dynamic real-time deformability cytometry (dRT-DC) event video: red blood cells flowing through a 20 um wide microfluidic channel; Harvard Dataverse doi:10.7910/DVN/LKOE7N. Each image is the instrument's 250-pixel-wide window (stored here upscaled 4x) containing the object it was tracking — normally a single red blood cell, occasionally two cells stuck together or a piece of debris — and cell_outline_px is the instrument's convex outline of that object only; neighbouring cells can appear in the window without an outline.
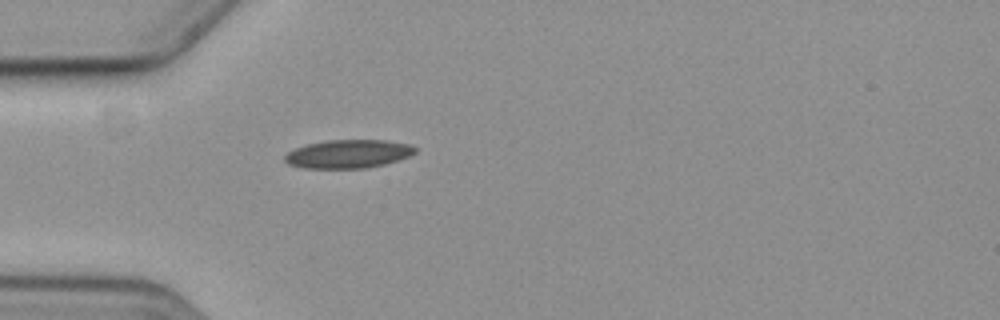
{"species": "common noctule bat (a hibernating species)", "species_latin": "Nyctalus noctula", "temperature_condition": "cold", "stored_images_in_passage": 1, "camera_frame_rate_fps": 3000, "um_per_image_px": 0.085, "animal": {"sex": "female", "body_mass_g": 19.3, "forearm_length_mm": 54.1}, "frame": {"image": 1, "passage_image": 1, "time_ms": 0.0, "image_size_px": [1000, 320], "cell_outline_px": [[416, 152], [408, 156], [384, 164], [368, 168], [304, 168], [288, 164], [284, 160], [284, 156], [288, 152], [296, 148], [308, 144], [324, 140], [384, 140], [408, 144], [416, 148]], "centroid_in_image_um": [29.57, 13.08], "position_along_channel_um": 55.4, "area_um2": 21.44}}